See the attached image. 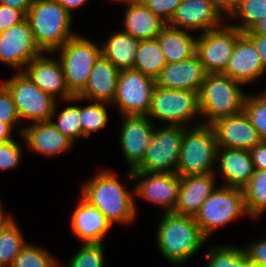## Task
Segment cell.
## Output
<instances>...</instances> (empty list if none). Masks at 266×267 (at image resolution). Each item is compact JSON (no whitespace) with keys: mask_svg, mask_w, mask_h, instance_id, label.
<instances>
[{"mask_svg":"<svg viewBox=\"0 0 266 267\" xmlns=\"http://www.w3.org/2000/svg\"><path fill=\"white\" fill-rule=\"evenodd\" d=\"M242 34L225 23L222 27L201 33L196 40V55L207 73H223Z\"/></svg>","mask_w":266,"mask_h":267,"instance_id":"obj_13","label":"cell"},{"mask_svg":"<svg viewBox=\"0 0 266 267\" xmlns=\"http://www.w3.org/2000/svg\"><path fill=\"white\" fill-rule=\"evenodd\" d=\"M78 251L60 267H105L104 243H82Z\"/></svg>","mask_w":266,"mask_h":267,"instance_id":"obj_36","label":"cell"},{"mask_svg":"<svg viewBox=\"0 0 266 267\" xmlns=\"http://www.w3.org/2000/svg\"><path fill=\"white\" fill-rule=\"evenodd\" d=\"M11 267H60V262L48 250L27 242Z\"/></svg>","mask_w":266,"mask_h":267,"instance_id":"obj_35","label":"cell"},{"mask_svg":"<svg viewBox=\"0 0 266 267\" xmlns=\"http://www.w3.org/2000/svg\"><path fill=\"white\" fill-rule=\"evenodd\" d=\"M200 115L199 93L155 86L147 114L152 122L157 119L162 125L191 127V120Z\"/></svg>","mask_w":266,"mask_h":267,"instance_id":"obj_7","label":"cell"},{"mask_svg":"<svg viewBox=\"0 0 266 267\" xmlns=\"http://www.w3.org/2000/svg\"><path fill=\"white\" fill-rule=\"evenodd\" d=\"M243 111L249 117L260 138L266 141V88L255 95L247 94Z\"/></svg>","mask_w":266,"mask_h":267,"instance_id":"obj_37","label":"cell"},{"mask_svg":"<svg viewBox=\"0 0 266 267\" xmlns=\"http://www.w3.org/2000/svg\"><path fill=\"white\" fill-rule=\"evenodd\" d=\"M114 173L108 169L99 171L81 186L80 196L98 208L112 226L128 225L136 220L137 204L134 193Z\"/></svg>","mask_w":266,"mask_h":267,"instance_id":"obj_1","label":"cell"},{"mask_svg":"<svg viewBox=\"0 0 266 267\" xmlns=\"http://www.w3.org/2000/svg\"><path fill=\"white\" fill-rule=\"evenodd\" d=\"M224 20L210 0H181L168 25L204 33L222 27Z\"/></svg>","mask_w":266,"mask_h":267,"instance_id":"obj_17","label":"cell"},{"mask_svg":"<svg viewBox=\"0 0 266 267\" xmlns=\"http://www.w3.org/2000/svg\"><path fill=\"white\" fill-rule=\"evenodd\" d=\"M63 8L68 11L71 15L77 8L83 7L88 0H56Z\"/></svg>","mask_w":266,"mask_h":267,"instance_id":"obj_48","label":"cell"},{"mask_svg":"<svg viewBox=\"0 0 266 267\" xmlns=\"http://www.w3.org/2000/svg\"><path fill=\"white\" fill-rule=\"evenodd\" d=\"M242 189L249 217L258 219L266 211V170H255Z\"/></svg>","mask_w":266,"mask_h":267,"instance_id":"obj_30","label":"cell"},{"mask_svg":"<svg viewBox=\"0 0 266 267\" xmlns=\"http://www.w3.org/2000/svg\"><path fill=\"white\" fill-rule=\"evenodd\" d=\"M42 54L26 17L0 32V62L15 72L23 71L32 59Z\"/></svg>","mask_w":266,"mask_h":267,"instance_id":"obj_14","label":"cell"},{"mask_svg":"<svg viewBox=\"0 0 266 267\" xmlns=\"http://www.w3.org/2000/svg\"><path fill=\"white\" fill-rule=\"evenodd\" d=\"M167 64L157 38L140 40L135 56L134 70L156 79Z\"/></svg>","mask_w":266,"mask_h":267,"instance_id":"obj_29","label":"cell"},{"mask_svg":"<svg viewBox=\"0 0 266 267\" xmlns=\"http://www.w3.org/2000/svg\"><path fill=\"white\" fill-rule=\"evenodd\" d=\"M255 170H266V141L249 150Z\"/></svg>","mask_w":266,"mask_h":267,"instance_id":"obj_44","label":"cell"},{"mask_svg":"<svg viewBox=\"0 0 266 267\" xmlns=\"http://www.w3.org/2000/svg\"><path fill=\"white\" fill-rule=\"evenodd\" d=\"M72 18L56 0H34L26 15L37 45L46 53H53L77 35L71 30Z\"/></svg>","mask_w":266,"mask_h":267,"instance_id":"obj_3","label":"cell"},{"mask_svg":"<svg viewBox=\"0 0 266 267\" xmlns=\"http://www.w3.org/2000/svg\"><path fill=\"white\" fill-rule=\"evenodd\" d=\"M155 79L134 69L120 70L112 105L123 115H146L151 107Z\"/></svg>","mask_w":266,"mask_h":267,"instance_id":"obj_11","label":"cell"},{"mask_svg":"<svg viewBox=\"0 0 266 267\" xmlns=\"http://www.w3.org/2000/svg\"><path fill=\"white\" fill-rule=\"evenodd\" d=\"M184 126H155L141 163L132 171L176 173Z\"/></svg>","mask_w":266,"mask_h":267,"instance_id":"obj_10","label":"cell"},{"mask_svg":"<svg viewBox=\"0 0 266 267\" xmlns=\"http://www.w3.org/2000/svg\"><path fill=\"white\" fill-rule=\"evenodd\" d=\"M59 53L69 91L77 96L86 86L90 71L101 55V45L77 34L53 54Z\"/></svg>","mask_w":266,"mask_h":267,"instance_id":"obj_8","label":"cell"},{"mask_svg":"<svg viewBox=\"0 0 266 267\" xmlns=\"http://www.w3.org/2000/svg\"><path fill=\"white\" fill-rule=\"evenodd\" d=\"M211 126L215 132L218 147L250 150L262 141L244 111L218 119Z\"/></svg>","mask_w":266,"mask_h":267,"instance_id":"obj_20","label":"cell"},{"mask_svg":"<svg viewBox=\"0 0 266 267\" xmlns=\"http://www.w3.org/2000/svg\"><path fill=\"white\" fill-rule=\"evenodd\" d=\"M210 2L225 19V16L231 17L233 15L242 0H210Z\"/></svg>","mask_w":266,"mask_h":267,"instance_id":"obj_46","label":"cell"},{"mask_svg":"<svg viewBox=\"0 0 266 267\" xmlns=\"http://www.w3.org/2000/svg\"><path fill=\"white\" fill-rule=\"evenodd\" d=\"M0 120L8 124L12 129L17 125L21 126V119L18 115L16 104L13 101L11 93L0 82Z\"/></svg>","mask_w":266,"mask_h":267,"instance_id":"obj_40","label":"cell"},{"mask_svg":"<svg viewBox=\"0 0 266 267\" xmlns=\"http://www.w3.org/2000/svg\"><path fill=\"white\" fill-rule=\"evenodd\" d=\"M119 72L120 70L101 54L90 71L85 88L77 96L64 102L90 100L112 104L117 92Z\"/></svg>","mask_w":266,"mask_h":267,"instance_id":"obj_18","label":"cell"},{"mask_svg":"<svg viewBox=\"0 0 266 267\" xmlns=\"http://www.w3.org/2000/svg\"><path fill=\"white\" fill-rule=\"evenodd\" d=\"M189 32L167 24L156 37L167 63L184 61L196 54L197 37Z\"/></svg>","mask_w":266,"mask_h":267,"instance_id":"obj_27","label":"cell"},{"mask_svg":"<svg viewBox=\"0 0 266 267\" xmlns=\"http://www.w3.org/2000/svg\"><path fill=\"white\" fill-rule=\"evenodd\" d=\"M247 258L260 267H266V237L243 247Z\"/></svg>","mask_w":266,"mask_h":267,"instance_id":"obj_42","label":"cell"},{"mask_svg":"<svg viewBox=\"0 0 266 267\" xmlns=\"http://www.w3.org/2000/svg\"><path fill=\"white\" fill-rule=\"evenodd\" d=\"M244 215L249 216L243 189L221 185L215 188L194 218L201 232L208 239L217 228L225 227Z\"/></svg>","mask_w":266,"mask_h":267,"instance_id":"obj_6","label":"cell"},{"mask_svg":"<svg viewBox=\"0 0 266 267\" xmlns=\"http://www.w3.org/2000/svg\"><path fill=\"white\" fill-rule=\"evenodd\" d=\"M128 181L137 182L134 197H139L163 208L164 213L173 212L178 202L180 176L177 173H150L126 171Z\"/></svg>","mask_w":266,"mask_h":267,"instance_id":"obj_12","label":"cell"},{"mask_svg":"<svg viewBox=\"0 0 266 267\" xmlns=\"http://www.w3.org/2000/svg\"><path fill=\"white\" fill-rule=\"evenodd\" d=\"M218 174L180 177L178 202L173 213L194 217L202 204L215 190Z\"/></svg>","mask_w":266,"mask_h":267,"instance_id":"obj_23","label":"cell"},{"mask_svg":"<svg viewBox=\"0 0 266 267\" xmlns=\"http://www.w3.org/2000/svg\"><path fill=\"white\" fill-rule=\"evenodd\" d=\"M241 18L239 24H229L245 33L266 17V0H242L230 18ZM243 19V20H242Z\"/></svg>","mask_w":266,"mask_h":267,"instance_id":"obj_34","label":"cell"},{"mask_svg":"<svg viewBox=\"0 0 266 267\" xmlns=\"http://www.w3.org/2000/svg\"><path fill=\"white\" fill-rule=\"evenodd\" d=\"M206 267H239V246H210Z\"/></svg>","mask_w":266,"mask_h":267,"instance_id":"obj_38","label":"cell"},{"mask_svg":"<svg viewBox=\"0 0 266 267\" xmlns=\"http://www.w3.org/2000/svg\"><path fill=\"white\" fill-rule=\"evenodd\" d=\"M255 34L266 36V17L259 21L252 29Z\"/></svg>","mask_w":266,"mask_h":267,"instance_id":"obj_52","label":"cell"},{"mask_svg":"<svg viewBox=\"0 0 266 267\" xmlns=\"http://www.w3.org/2000/svg\"><path fill=\"white\" fill-rule=\"evenodd\" d=\"M1 204L2 203L0 202V232L15 221L11 215L4 214L3 206Z\"/></svg>","mask_w":266,"mask_h":267,"instance_id":"obj_50","label":"cell"},{"mask_svg":"<svg viewBox=\"0 0 266 267\" xmlns=\"http://www.w3.org/2000/svg\"><path fill=\"white\" fill-rule=\"evenodd\" d=\"M181 0H142L143 4L167 24L175 14Z\"/></svg>","mask_w":266,"mask_h":267,"instance_id":"obj_41","label":"cell"},{"mask_svg":"<svg viewBox=\"0 0 266 267\" xmlns=\"http://www.w3.org/2000/svg\"><path fill=\"white\" fill-rule=\"evenodd\" d=\"M124 10V30L121 31L139 39L156 38L167 23L147 8L143 2L127 4Z\"/></svg>","mask_w":266,"mask_h":267,"instance_id":"obj_26","label":"cell"},{"mask_svg":"<svg viewBox=\"0 0 266 267\" xmlns=\"http://www.w3.org/2000/svg\"><path fill=\"white\" fill-rule=\"evenodd\" d=\"M101 43V54L119 70L133 69L140 40L121 30L112 32Z\"/></svg>","mask_w":266,"mask_h":267,"instance_id":"obj_28","label":"cell"},{"mask_svg":"<svg viewBox=\"0 0 266 267\" xmlns=\"http://www.w3.org/2000/svg\"><path fill=\"white\" fill-rule=\"evenodd\" d=\"M0 82L11 93L16 104L18 115L23 123L18 130L20 136L26 125L24 123L26 119L33 123L50 121L58 101L41 91L23 71H18L13 77Z\"/></svg>","mask_w":266,"mask_h":267,"instance_id":"obj_9","label":"cell"},{"mask_svg":"<svg viewBox=\"0 0 266 267\" xmlns=\"http://www.w3.org/2000/svg\"><path fill=\"white\" fill-rule=\"evenodd\" d=\"M16 221L0 232V267H11L14 258L27 244Z\"/></svg>","mask_w":266,"mask_h":267,"instance_id":"obj_31","label":"cell"},{"mask_svg":"<svg viewBox=\"0 0 266 267\" xmlns=\"http://www.w3.org/2000/svg\"><path fill=\"white\" fill-rule=\"evenodd\" d=\"M242 85L222 73H207L199 91L201 116L206 118L202 124L211 125L218 119L243 112L247 94Z\"/></svg>","mask_w":266,"mask_h":267,"instance_id":"obj_4","label":"cell"},{"mask_svg":"<svg viewBox=\"0 0 266 267\" xmlns=\"http://www.w3.org/2000/svg\"><path fill=\"white\" fill-rule=\"evenodd\" d=\"M239 267H260L247 258L243 247H239Z\"/></svg>","mask_w":266,"mask_h":267,"instance_id":"obj_51","label":"cell"},{"mask_svg":"<svg viewBox=\"0 0 266 267\" xmlns=\"http://www.w3.org/2000/svg\"><path fill=\"white\" fill-rule=\"evenodd\" d=\"M34 0H0L1 4L19 10L25 17Z\"/></svg>","mask_w":266,"mask_h":267,"instance_id":"obj_47","label":"cell"},{"mask_svg":"<svg viewBox=\"0 0 266 267\" xmlns=\"http://www.w3.org/2000/svg\"><path fill=\"white\" fill-rule=\"evenodd\" d=\"M57 110L58 108L55 104L50 121L62 134L66 135L75 143L80 137H82L80 106L72 104L63 108L60 112H57ZM54 118L57 120L54 121Z\"/></svg>","mask_w":266,"mask_h":267,"instance_id":"obj_33","label":"cell"},{"mask_svg":"<svg viewBox=\"0 0 266 267\" xmlns=\"http://www.w3.org/2000/svg\"><path fill=\"white\" fill-rule=\"evenodd\" d=\"M79 200L71 218L72 231L82 243H104L112 225L98 208L82 197Z\"/></svg>","mask_w":266,"mask_h":267,"instance_id":"obj_25","label":"cell"},{"mask_svg":"<svg viewBox=\"0 0 266 267\" xmlns=\"http://www.w3.org/2000/svg\"><path fill=\"white\" fill-rule=\"evenodd\" d=\"M49 54L44 52L39 57L32 59L23 72L44 93L51 95L56 100L59 97L61 101H67L74 95L67 87L60 60L58 57L54 59L52 52Z\"/></svg>","mask_w":266,"mask_h":267,"instance_id":"obj_16","label":"cell"},{"mask_svg":"<svg viewBox=\"0 0 266 267\" xmlns=\"http://www.w3.org/2000/svg\"><path fill=\"white\" fill-rule=\"evenodd\" d=\"M216 163L215 174L223 178V186L243 188L255 171L250 152L245 149L218 147Z\"/></svg>","mask_w":266,"mask_h":267,"instance_id":"obj_24","label":"cell"},{"mask_svg":"<svg viewBox=\"0 0 266 267\" xmlns=\"http://www.w3.org/2000/svg\"><path fill=\"white\" fill-rule=\"evenodd\" d=\"M160 219L155 238L158 249L173 267H183L207 238L192 216L169 212Z\"/></svg>","mask_w":266,"mask_h":267,"instance_id":"obj_2","label":"cell"},{"mask_svg":"<svg viewBox=\"0 0 266 267\" xmlns=\"http://www.w3.org/2000/svg\"><path fill=\"white\" fill-rule=\"evenodd\" d=\"M218 143L211 125L196 122L184 128L179 152L177 174L205 175L215 173Z\"/></svg>","mask_w":266,"mask_h":267,"instance_id":"obj_5","label":"cell"},{"mask_svg":"<svg viewBox=\"0 0 266 267\" xmlns=\"http://www.w3.org/2000/svg\"><path fill=\"white\" fill-rule=\"evenodd\" d=\"M254 44L257 52L260 55L261 63L263 66L264 76L266 74V36L255 34L252 30L244 33Z\"/></svg>","mask_w":266,"mask_h":267,"instance_id":"obj_45","label":"cell"},{"mask_svg":"<svg viewBox=\"0 0 266 267\" xmlns=\"http://www.w3.org/2000/svg\"><path fill=\"white\" fill-rule=\"evenodd\" d=\"M207 72L199 57L167 63L155 79L156 86L165 89L190 90L199 93Z\"/></svg>","mask_w":266,"mask_h":267,"instance_id":"obj_22","label":"cell"},{"mask_svg":"<svg viewBox=\"0 0 266 267\" xmlns=\"http://www.w3.org/2000/svg\"><path fill=\"white\" fill-rule=\"evenodd\" d=\"M112 1H115L116 3L122 2V3H125V5L142 2V0H112Z\"/></svg>","mask_w":266,"mask_h":267,"instance_id":"obj_53","label":"cell"},{"mask_svg":"<svg viewBox=\"0 0 266 267\" xmlns=\"http://www.w3.org/2000/svg\"><path fill=\"white\" fill-rule=\"evenodd\" d=\"M21 137L24 140L25 149L48 158L69 152L75 144L62 134L51 121L25 125Z\"/></svg>","mask_w":266,"mask_h":267,"instance_id":"obj_19","label":"cell"},{"mask_svg":"<svg viewBox=\"0 0 266 267\" xmlns=\"http://www.w3.org/2000/svg\"><path fill=\"white\" fill-rule=\"evenodd\" d=\"M24 18L25 16L19 10L0 3V32L21 22Z\"/></svg>","mask_w":266,"mask_h":267,"instance_id":"obj_43","label":"cell"},{"mask_svg":"<svg viewBox=\"0 0 266 267\" xmlns=\"http://www.w3.org/2000/svg\"><path fill=\"white\" fill-rule=\"evenodd\" d=\"M23 147L15 138L0 143V171L14 170L23 159Z\"/></svg>","mask_w":266,"mask_h":267,"instance_id":"obj_39","label":"cell"},{"mask_svg":"<svg viewBox=\"0 0 266 267\" xmlns=\"http://www.w3.org/2000/svg\"><path fill=\"white\" fill-rule=\"evenodd\" d=\"M122 118L124 120L119 133V143L122 155L132 171L143 160L157 124L146 115H123Z\"/></svg>","mask_w":266,"mask_h":267,"instance_id":"obj_15","label":"cell"},{"mask_svg":"<svg viewBox=\"0 0 266 267\" xmlns=\"http://www.w3.org/2000/svg\"><path fill=\"white\" fill-rule=\"evenodd\" d=\"M89 101L90 104L80 106V124L82 137L89 138L91 133L98 132L107 126L108 110L111 104L106 102Z\"/></svg>","mask_w":266,"mask_h":267,"instance_id":"obj_32","label":"cell"},{"mask_svg":"<svg viewBox=\"0 0 266 267\" xmlns=\"http://www.w3.org/2000/svg\"><path fill=\"white\" fill-rule=\"evenodd\" d=\"M222 74L243 86L256 82L264 76L260 55L252 41L244 33L237 38L233 53Z\"/></svg>","mask_w":266,"mask_h":267,"instance_id":"obj_21","label":"cell"},{"mask_svg":"<svg viewBox=\"0 0 266 267\" xmlns=\"http://www.w3.org/2000/svg\"><path fill=\"white\" fill-rule=\"evenodd\" d=\"M13 129L0 120V143L12 140Z\"/></svg>","mask_w":266,"mask_h":267,"instance_id":"obj_49","label":"cell"}]
</instances>
